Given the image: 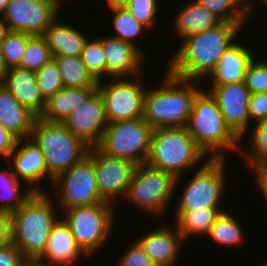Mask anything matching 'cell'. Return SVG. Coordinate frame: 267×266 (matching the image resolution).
I'll list each match as a JSON object with an SVG mask.
<instances>
[{
    "label": "cell",
    "instance_id": "cell-41",
    "mask_svg": "<svg viewBox=\"0 0 267 266\" xmlns=\"http://www.w3.org/2000/svg\"><path fill=\"white\" fill-rule=\"evenodd\" d=\"M249 116L252 124L267 120V92L250 95Z\"/></svg>",
    "mask_w": 267,
    "mask_h": 266
},
{
    "label": "cell",
    "instance_id": "cell-16",
    "mask_svg": "<svg viewBox=\"0 0 267 266\" xmlns=\"http://www.w3.org/2000/svg\"><path fill=\"white\" fill-rule=\"evenodd\" d=\"M63 124L87 146L96 147L108 125L104 100L99 90L96 89Z\"/></svg>",
    "mask_w": 267,
    "mask_h": 266
},
{
    "label": "cell",
    "instance_id": "cell-28",
    "mask_svg": "<svg viewBox=\"0 0 267 266\" xmlns=\"http://www.w3.org/2000/svg\"><path fill=\"white\" fill-rule=\"evenodd\" d=\"M105 4L109 6V10L113 13L110 22L115 31L114 34L108 36L131 43L146 56L147 54L143 52L144 50H142L137 40H141V37H144L143 35H147L146 31L148 29L140 24L118 0H106Z\"/></svg>",
    "mask_w": 267,
    "mask_h": 266
},
{
    "label": "cell",
    "instance_id": "cell-9",
    "mask_svg": "<svg viewBox=\"0 0 267 266\" xmlns=\"http://www.w3.org/2000/svg\"><path fill=\"white\" fill-rule=\"evenodd\" d=\"M226 160L225 158H210L200 168L192 170L193 176L184 186L180 184L182 176L177 177L178 186L184 187L176 198L175 210H199L206 207H221L226 190ZM195 171V172H193Z\"/></svg>",
    "mask_w": 267,
    "mask_h": 266
},
{
    "label": "cell",
    "instance_id": "cell-8",
    "mask_svg": "<svg viewBox=\"0 0 267 266\" xmlns=\"http://www.w3.org/2000/svg\"><path fill=\"white\" fill-rule=\"evenodd\" d=\"M76 244L89 259L110 239L116 224L117 207L108 202L77 206L61 212Z\"/></svg>",
    "mask_w": 267,
    "mask_h": 266
},
{
    "label": "cell",
    "instance_id": "cell-18",
    "mask_svg": "<svg viewBox=\"0 0 267 266\" xmlns=\"http://www.w3.org/2000/svg\"><path fill=\"white\" fill-rule=\"evenodd\" d=\"M160 225L157 229L145 231L135 241L157 266H175L186 242L175 225L172 228L170 224Z\"/></svg>",
    "mask_w": 267,
    "mask_h": 266
},
{
    "label": "cell",
    "instance_id": "cell-52",
    "mask_svg": "<svg viewBox=\"0 0 267 266\" xmlns=\"http://www.w3.org/2000/svg\"><path fill=\"white\" fill-rule=\"evenodd\" d=\"M261 266H267V261H266V262H264V264H263V265H261Z\"/></svg>",
    "mask_w": 267,
    "mask_h": 266
},
{
    "label": "cell",
    "instance_id": "cell-17",
    "mask_svg": "<svg viewBox=\"0 0 267 266\" xmlns=\"http://www.w3.org/2000/svg\"><path fill=\"white\" fill-rule=\"evenodd\" d=\"M8 164L24 185L34 192H47L46 188L44 190L43 185H40L41 181L49 179L44 154L31 138L18 141Z\"/></svg>",
    "mask_w": 267,
    "mask_h": 266
},
{
    "label": "cell",
    "instance_id": "cell-50",
    "mask_svg": "<svg viewBox=\"0 0 267 266\" xmlns=\"http://www.w3.org/2000/svg\"><path fill=\"white\" fill-rule=\"evenodd\" d=\"M60 10H62V6L64 5L63 3H69L71 1V3L74 1V0H51Z\"/></svg>",
    "mask_w": 267,
    "mask_h": 266
},
{
    "label": "cell",
    "instance_id": "cell-37",
    "mask_svg": "<svg viewBox=\"0 0 267 266\" xmlns=\"http://www.w3.org/2000/svg\"><path fill=\"white\" fill-rule=\"evenodd\" d=\"M131 15L148 30L155 28L159 14L160 0H118Z\"/></svg>",
    "mask_w": 267,
    "mask_h": 266
},
{
    "label": "cell",
    "instance_id": "cell-45",
    "mask_svg": "<svg viewBox=\"0 0 267 266\" xmlns=\"http://www.w3.org/2000/svg\"><path fill=\"white\" fill-rule=\"evenodd\" d=\"M10 242L8 216L0 214V249Z\"/></svg>",
    "mask_w": 267,
    "mask_h": 266
},
{
    "label": "cell",
    "instance_id": "cell-51",
    "mask_svg": "<svg viewBox=\"0 0 267 266\" xmlns=\"http://www.w3.org/2000/svg\"><path fill=\"white\" fill-rule=\"evenodd\" d=\"M255 1L258 2V3H256ZM259 3L261 5H264V7L267 8V0H254L253 10L257 9V8H255V6L258 5Z\"/></svg>",
    "mask_w": 267,
    "mask_h": 266
},
{
    "label": "cell",
    "instance_id": "cell-24",
    "mask_svg": "<svg viewBox=\"0 0 267 266\" xmlns=\"http://www.w3.org/2000/svg\"><path fill=\"white\" fill-rule=\"evenodd\" d=\"M172 19L174 36L177 35L179 41L190 35L214 28L221 23L207 8L194 0L183 3Z\"/></svg>",
    "mask_w": 267,
    "mask_h": 266
},
{
    "label": "cell",
    "instance_id": "cell-4",
    "mask_svg": "<svg viewBox=\"0 0 267 266\" xmlns=\"http://www.w3.org/2000/svg\"><path fill=\"white\" fill-rule=\"evenodd\" d=\"M209 158H225L240 152L241 140L226 125L216 100L204 88L196 95L186 126Z\"/></svg>",
    "mask_w": 267,
    "mask_h": 266
},
{
    "label": "cell",
    "instance_id": "cell-20",
    "mask_svg": "<svg viewBox=\"0 0 267 266\" xmlns=\"http://www.w3.org/2000/svg\"><path fill=\"white\" fill-rule=\"evenodd\" d=\"M0 84L37 118L41 116L46 101L40 93L34 71L21 67L9 68L1 78Z\"/></svg>",
    "mask_w": 267,
    "mask_h": 266
},
{
    "label": "cell",
    "instance_id": "cell-43",
    "mask_svg": "<svg viewBox=\"0 0 267 266\" xmlns=\"http://www.w3.org/2000/svg\"><path fill=\"white\" fill-rule=\"evenodd\" d=\"M18 141L19 139L14 134L0 125V157H3L8 162L10 155L17 146Z\"/></svg>",
    "mask_w": 267,
    "mask_h": 266
},
{
    "label": "cell",
    "instance_id": "cell-30",
    "mask_svg": "<svg viewBox=\"0 0 267 266\" xmlns=\"http://www.w3.org/2000/svg\"><path fill=\"white\" fill-rule=\"evenodd\" d=\"M238 218L229 211L221 212L206 237L212 240L215 245L224 248L243 246L247 236L244 235L245 232Z\"/></svg>",
    "mask_w": 267,
    "mask_h": 266
},
{
    "label": "cell",
    "instance_id": "cell-13",
    "mask_svg": "<svg viewBox=\"0 0 267 266\" xmlns=\"http://www.w3.org/2000/svg\"><path fill=\"white\" fill-rule=\"evenodd\" d=\"M59 11L51 0H10L2 18L9 31L42 35Z\"/></svg>",
    "mask_w": 267,
    "mask_h": 266
},
{
    "label": "cell",
    "instance_id": "cell-11",
    "mask_svg": "<svg viewBox=\"0 0 267 266\" xmlns=\"http://www.w3.org/2000/svg\"><path fill=\"white\" fill-rule=\"evenodd\" d=\"M52 188L57 191L54 199L60 211L105 202L99 194L96 172L92 162V147L80 162L54 179ZM59 191V192H58ZM61 209V210H60Z\"/></svg>",
    "mask_w": 267,
    "mask_h": 266
},
{
    "label": "cell",
    "instance_id": "cell-44",
    "mask_svg": "<svg viewBox=\"0 0 267 266\" xmlns=\"http://www.w3.org/2000/svg\"><path fill=\"white\" fill-rule=\"evenodd\" d=\"M251 170H254L252 172L256 175L255 184L259 186V192H261L263 200L265 201L264 203L267 206V169L264 166H257L251 168Z\"/></svg>",
    "mask_w": 267,
    "mask_h": 266
},
{
    "label": "cell",
    "instance_id": "cell-42",
    "mask_svg": "<svg viewBox=\"0 0 267 266\" xmlns=\"http://www.w3.org/2000/svg\"><path fill=\"white\" fill-rule=\"evenodd\" d=\"M25 258L11 242L0 249V266H22Z\"/></svg>",
    "mask_w": 267,
    "mask_h": 266
},
{
    "label": "cell",
    "instance_id": "cell-6",
    "mask_svg": "<svg viewBox=\"0 0 267 266\" xmlns=\"http://www.w3.org/2000/svg\"><path fill=\"white\" fill-rule=\"evenodd\" d=\"M30 138L44 154L50 186L61 173L86 157L90 148L63 123L40 118L35 119Z\"/></svg>",
    "mask_w": 267,
    "mask_h": 266
},
{
    "label": "cell",
    "instance_id": "cell-38",
    "mask_svg": "<svg viewBox=\"0 0 267 266\" xmlns=\"http://www.w3.org/2000/svg\"><path fill=\"white\" fill-rule=\"evenodd\" d=\"M35 74L40 93L45 101L64 87L60 71L53 58L45 63Z\"/></svg>",
    "mask_w": 267,
    "mask_h": 266
},
{
    "label": "cell",
    "instance_id": "cell-3",
    "mask_svg": "<svg viewBox=\"0 0 267 266\" xmlns=\"http://www.w3.org/2000/svg\"><path fill=\"white\" fill-rule=\"evenodd\" d=\"M50 194L34 192L8 216L10 242L25 259H38L44 253L52 225L61 215L53 202L55 197L52 199Z\"/></svg>",
    "mask_w": 267,
    "mask_h": 266
},
{
    "label": "cell",
    "instance_id": "cell-1",
    "mask_svg": "<svg viewBox=\"0 0 267 266\" xmlns=\"http://www.w3.org/2000/svg\"><path fill=\"white\" fill-rule=\"evenodd\" d=\"M245 26V23L221 22L214 28L182 39L176 53L167 62L166 70L182 79L207 80Z\"/></svg>",
    "mask_w": 267,
    "mask_h": 266
},
{
    "label": "cell",
    "instance_id": "cell-15",
    "mask_svg": "<svg viewBox=\"0 0 267 266\" xmlns=\"http://www.w3.org/2000/svg\"><path fill=\"white\" fill-rule=\"evenodd\" d=\"M204 89L216 100L226 125L243 144L246 141L244 140L246 139L245 134L248 133L252 126L249 116L251 93L244 82L223 84Z\"/></svg>",
    "mask_w": 267,
    "mask_h": 266
},
{
    "label": "cell",
    "instance_id": "cell-21",
    "mask_svg": "<svg viewBox=\"0 0 267 266\" xmlns=\"http://www.w3.org/2000/svg\"><path fill=\"white\" fill-rule=\"evenodd\" d=\"M82 256L89 258L76 244L69 225L60 216L52 225L46 249L38 259L56 266H71Z\"/></svg>",
    "mask_w": 267,
    "mask_h": 266
},
{
    "label": "cell",
    "instance_id": "cell-35",
    "mask_svg": "<svg viewBox=\"0 0 267 266\" xmlns=\"http://www.w3.org/2000/svg\"><path fill=\"white\" fill-rule=\"evenodd\" d=\"M53 58L50 48L41 35H33L27 43L21 63L18 67L38 71Z\"/></svg>",
    "mask_w": 267,
    "mask_h": 266
},
{
    "label": "cell",
    "instance_id": "cell-40",
    "mask_svg": "<svg viewBox=\"0 0 267 266\" xmlns=\"http://www.w3.org/2000/svg\"><path fill=\"white\" fill-rule=\"evenodd\" d=\"M130 243L115 262V266H157L136 241Z\"/></svg>",
    "mask_w": 267,
    "mask_h": 266
},
{
    "label": "cell",
    "instance_id": "cell-23",
    "mask_svg": "<svg viewBox=\"0 0 267 266\" xmlns=\"http://www.w3.org/2000/svg\"><path fill=\"white\" fill-rule=\"evenodd\" d=\"M58 16L41 35L50 48L52 56H81L88 35L71 23L61 22Z\"/></svg>",
    "mask_w": 267,
    "mask_h": 266
},
{
    "label": "cell",
    "instance_id": "cell-7",
    "mask_svg": "<svg viewBox=\"0 0 267 266\" xmlns=\"http://www.w3.org/2000/svg\"><path fill=\"white\" fill-rule=\"evenodd\" d=\"M177 177L167 171L141 164L135 166L131 182L125 196L127 203L142 209L154 219L166 218L168 206L176 195Z\"/></svg>",
    "mask_w": 267,
    "mask_h": 266
},
{
    "label": "cell",
    "instance_id": "cell-2",
    "mask_svg": "<svg viewBox=\"0 0 267 266\" xmlns=\"http://www.w3.org/2000/svg\"><path fill=\"white\" fill-rule=\"evenodd\" d=\"M144 95L143 119L153 128L186 127L196 95L203 83L178 78L167 70Z\"/></svg>",
    "mask_w": 267,
    "mask_h": 266
},
{
    "label": "cell",
    "instance_id": "cell-46",
    "mask_svg": "<svg viewBox=\"0 0 267 266\" xmlns=\"http://www.w3.org/2000/svg\"><path fill=\"white\" fill-rule=\"evenodd\" d=\"M22 266H56L53 264H48L39 259H25Z\"/></svg>",
    "mask_w": 267,
    "mask_h": 266
},
{
    "label": "cell",
    "instance_id": "cell-34",
    "mask_svg": "<svg viewBox=\"0 0 267 266\" xmlns=\"http://www.w3.org/2000/svg\"><path fill=\"white\" fill-rule=\"evenodd\" d=\"M94 38V39H93ZM88 38L81 52V60L87 70L97 80H104L107 77V64L103 49V37L95 36Z\"/></svg>",
    "mask_w": 267,
    "mask_h": 266
},
{
    "label": "cell",
    "instance_id": "cell-29",
    "mask_svg": "<svg viewBox=\"0 0 267 266\" xmlns=\"http://www.w3.org/2000/svg\"><path fill=\"white\" fill-rule=\"evenodd\" d=\"M21 184L10 164L7 169L0 170V214L9 216L32 196L34 191Z\"/></svg>",
    "mask_w": 267,
    "mask_h": 266
},
{
    "label": "cell",
    "instance_id": "cell-31",
    "mask_svg": "<svg viewBox=\"0 0 267 266\" xmlns=\"http://www.w3.org/2000/svg\"><path fill=\"white\" fill-rule=\"evenodd\" d=\"M207 8L221 22L248 23L253 14L254 0H194ZM250 18V19H248Z\"/></svg>",
    "mask_w": 267,
    "mask_h": 266
},
{
    "label": "cell",
    "instance_id": "cell-47",
    "mask_svg": "<svg viewBox=\"0 0 267 266\" xmlns=\"http://www.w3.org/2000/svg\"><path fill=\"white\" fill-rule=\"evenodd\" d=\"M7 70H8V68H7L5 60H4V56H3V52H2V48H1V43H0V80Z\"/></svg>",
    "mask_w": 267,
    "mask_h": 266
},
{
    "label": "cell",
    "instance_id": "cell-27",
    "mask_svg": "<svg viewBox=\"0 0 267 266\" xmlns=\"http://www.w3.org/2000/svg\"><path fill=\"white\" fill-rule=\"evenodd\" d=\"M226 211L221 207H206L199 210H175L174 224L184 241H188L193 236H205L214 224L221 212Z\"/></svg>",
    "mask_w": 267,
    "mask_h": 266
},
{
    "label": "cell",
    "instance_id": "cell-33",
    "mask_svg": "<svg viewBox=\"0 0 267 266\" xmlns=\"http://www.w3.org/2000/svg\"><path fill=\"white\" fill-rule=\"evenodd\" d=\"M248 132L249 134H245L247 138L249 137V140L246 141L248 142L246 144L248 148L245 145L242 147L241 144L240 154L243 155V158H246L247 162L245 163L251 168L263 166L267 163V120L252 124Z\"/></svg>",
    "mask_w": 267,
    "mask_h": 266
},
{
    "label": "cell",
    "instance_id": "cell-49",
    "mask_svg": "<svg viewBox=\"0 0 267 266\" xmlns=\"http://www.w3.org/2000/svg\"><path fill=\"white\" fill-rule=\"evenodd\" d=\"M10 0H0V16H2L6 10Z\"/></svg>",
    "mask_w": 267,
    "mask_h": 266
},
{
    "label": "cell",
    "instance_id": "cell-12",
    "mask_svg": "<svg viewBox=\"0 0 267 266\" xmlns=\"http://www.w3.org/2000/svg\"><path fill=\"white\" fill-rule=\"evenodd\" d=\"M142 76L144 78L145 75L98 81L97 89L104 100L108 123L143 117L144 95L147 86L142 80Z\"/></svg>",
    "mask_w": 267,
    "mask_h": 266
},
{
    "label": "cell",
    "instance_id": "cell-19",
    "mask_svg": "<svg viewBox=\"0 0 267 266\" xmlns=\"http://www.w3.org/2000/svg\"><path fill=\"white\" fill-rule=\"evenodd\" d=\"M103 49L107 64V79L131 78L144 72L145 55L134 45L103 35Z\"/></svg>",
    "mask_w": 267,
    "mask_h": 266
},
{
    "label": "cell",
    "instance_id": "cell-14",
    "mask_svg": "<svg viewBox=\"0 0 267 266\" xmlns=\"http://www.w3.org/2000/svg\"><path fill=\"white\" fill-rule=\"evenodd\" d=\"M92 162L100 197L118 206L116 203L124 200L127 194L136 165L125 159L104 155L96 147H92Z\"/></svg>",
    "mask_w": 267,
    "mask_h": 266
},
{
    "label": "cell",
    "instance_id": "cell-5",
    "mask_svg": "<svg viewBox=\"0 0 267 266\" xmlns=\"http://www.w3.org/2000/svg\"><path fill=\"white\" fill-rule=\"evenodd\" d=\"M208 159L186 127H170L153 130L146 164L184 177L186 172L200 168Z\"/></svg>",
    "mask_w": 267,
    "mask_h": 266
},
{
    "label": "cell",
    "instance_id": "cell-10",
    "mask_svg": "<svg viewBox=\"0 0 267 266\" xmlns=\"http://www.w3.org/2000/svg\"><path fill=\"white\" fill-rule=\"evenodd\" d=\"M152 132L143 117L110 122L96 148L104 155L128 160L136 166L146 164Z\"/></svg>",
    "mask_w": 267,
    "mask_h": 266
},
{
    "label": "cell",
    "instance_id": "cell-22",
    "mask_svg": "<svg viewBox=\"0 0 267 266\" xmlns=\"http://www.w3.org/2000/svg\"><path fill=\"white\" fill-rule=\"evenodd\" d=\"M245 45L236 41L226 50L216 69L207 77L210 84L206 87L244 82L246 70L256 56L255 51Z\"/></svg>",
    "mask_w": 267,
    "mask_h": 266
},
{
    "label": "cell",
    "instance_id": "cell-39",
    "mask_svg": "<svg viewBox=\"0 0 267 266\" xmlns=\"http://www.w3.org/2000/svg\"><path fill=\"white\" fill-rule=\"evenodd\" d=\"M257 55L248 66L244 84L251 94L267 92V59Z\"/></svg>",
    "mask_w": 267,
    "mask_h": 266
},
{
    "label": "cell",
    "instance_id": "cell-26",
    "mask_svg": "<svg viewBox=\"0 0 267 266\" xmlns=\"http://www.w3.org/2000/svg\"><path fill=\"white\" fill-rule=\"evenodd\" d=\"M96 89L97 87H63L46 100L45 109L39 118L48 122L63 123Z\"/></svg>",
    "mask_w": 267,
    "mask_h": 266
},
{
    "label": "cell",
    "instance_id": "cell-36",
    "mask_svg": "<svg viewBox=\"0 0 267 266\" xmlns=\"http://www.w3.org/2000/svg\"><path fill=\"white\" fill-rule=\"evenodd\" d=\"M32 36L23 32L9 31L1 40V48L8 69L20 65L28 40Z\"/></svg>",
    "mask_w": 267,
    "mask_h": 266
},
{
    "label": "cell",
    "instance_id": "cell-32",
    "mask_svg": "<svg viewBox=\"0 0 267 266\" xmlns=\"http://www.w3.org/2000/svg\"><path fill=\"white\" fill-rule=\"evenodd\" d=\"M64 87H97L98 81L87 70L80 56H53Z\"/></svg>",
    "mask_w": 267,
    "mask_h": 266
},
{
    "label": "cell",
    "instance_id": "cell-48",
    "mask_svg": "<svg viewBox=\"0 0 267 266\" xmlns=\"http://www.w3.org/2000/svg\"><path fill=\"white\" fill-rule=\"evenodd\" d=\"M8 32H9V29L7 27V24L2 18V16H0V42L6 36Z\"/></svg>",
    "mask_w": 267,
    "mask_h": 266
},
{
    "label": "cell",
    "instance_id": "cell-25",
    "mask_svg": "<svg viewBox=\"0 0 267 266\" xmlns=\"http://www.w3.org/2000/svg\"><path fill=\"white\" fill-rule=\"evenodd\" d=\"M37 117L0 84V125L14 134L19 140L31 137Z\"/></svg>",
    "mask_w": 267,
    "mask_h": 266
}]
</instances>
